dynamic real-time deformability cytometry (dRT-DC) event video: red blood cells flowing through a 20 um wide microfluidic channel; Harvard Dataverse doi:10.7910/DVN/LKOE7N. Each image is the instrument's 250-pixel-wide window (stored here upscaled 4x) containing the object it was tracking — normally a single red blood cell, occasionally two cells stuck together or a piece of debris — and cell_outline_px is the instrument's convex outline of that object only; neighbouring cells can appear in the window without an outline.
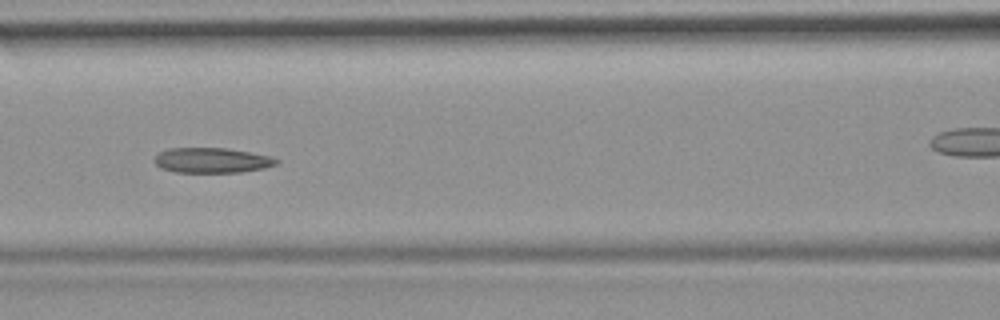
{"species": "common noctule bat (a hibernating species)", "species_latin": "Nyctalus noctula", "temperature_condition": "room temperature", "stored_images_in_passage": 55, "camera_frame_rate_fps": 3000, "um_per_image_px": 0.085, "animal": {"sex": "female", "body_mass_g": 19.9}, "frame": {"image": 1, "passage_image": 24, "time_ms": 7.667, "image_size_px": [1000, 320], "cell_outline_px": [[280, 160], [276, 164], [264, 168], [240, 172], [176, 172], [160, 168], [152, 160], [160, 152], [168, 148], [228, 148], [252, 152], [268, 156]], "centroid_in_image_um": [17.99, 13.62], "position_along_channel_um": 148.6, "area_um2": 17.86}, "authors_computed_cell_mechanics": {"area_um2": 19.2474, "velocity_mm_per_s": 3.782, "shape_relaxation_time_tau1_ms": null, "shape_relaxation_time_tau2_ms": 8.275, "deformation_change_tau1": null, "deformation_change_tau2": 0.1786}}